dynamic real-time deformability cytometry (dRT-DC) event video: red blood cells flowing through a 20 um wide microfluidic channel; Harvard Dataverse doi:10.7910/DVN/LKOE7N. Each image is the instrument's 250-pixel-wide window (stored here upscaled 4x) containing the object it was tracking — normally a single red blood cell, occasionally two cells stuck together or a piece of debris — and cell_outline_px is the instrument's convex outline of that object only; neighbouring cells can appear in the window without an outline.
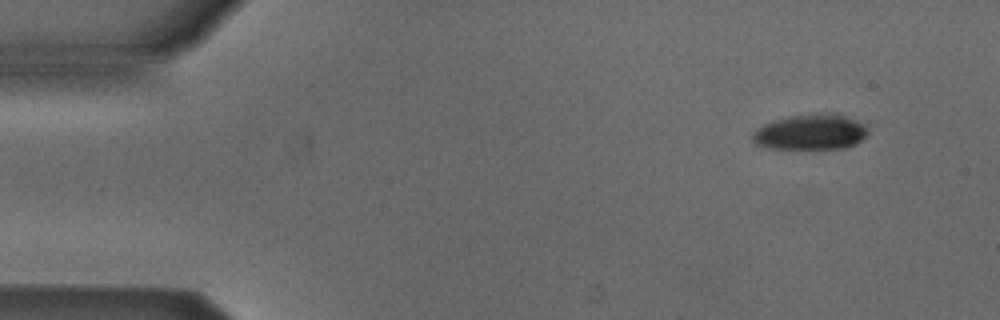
{"species": "Egyptian fruit bat (a non-hibernating species)", "species_latin": "Rousettus aegyptiacus", "temperature_condition": "cold", "stored_images_in_passage": 49, "camera_frame_rate_fps": 3000, "um_per_image_px": 0.085, "animal": {"sex": "male"}, "frame": {"image": 1, "passage_image": 1, "time_ms": 0.0, "image_size_px": [1000, 320], "cell_outline_px": [[868, 132], [856, 144], [844, 148], [768, 148], [756, 144], [752, 140], [752, 136], [756, 128], [772, 120], [792, 116], [820, 112], [836, 112], [856, 120], [864, 124], [868, 128]], "centroid_in_image_um": [68.91, 11.2], "position_along_channel_um": 16.1, "area_um2": 23.99}}
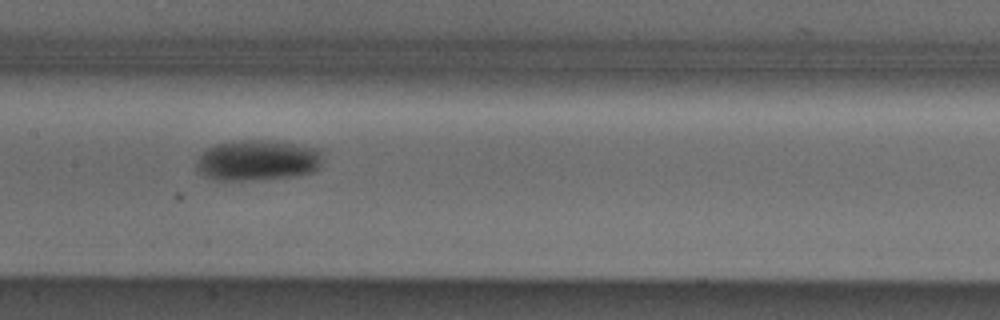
{"frame": {"image": 2, "passage_image": 22, "time_ms": 7.0, "image_size_px": [1000, 320], "cell_outline_px": [[324, 148], [320, 168], [312, 172], [296, 176], [244, 180], [216, 180], [204, 176], [196, 168], [196, 160], [208, 148], [216, 144], [240, 140], [264, 140]], "centroid_in_image_um": [21.94, 13.62], "position_along_channel_um": 185.5, "area_um2": 30.06}}
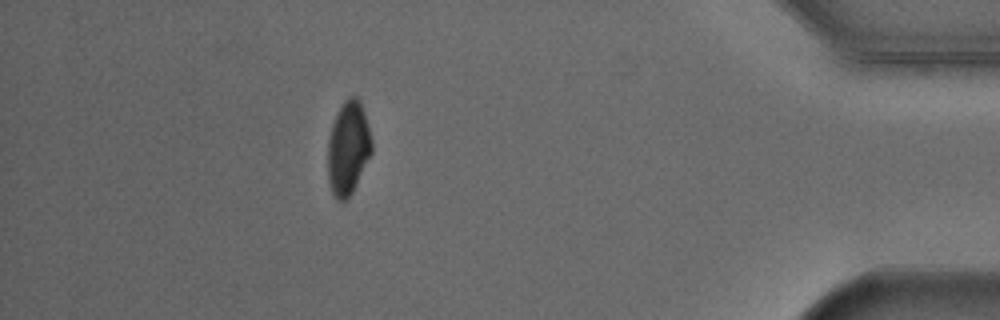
{"frame": {"image": 3, "passage_image": 43, "time_ms": 14.0, "image_size_px": [1000, 320], "cell_outline_px": [[372, 152], [352, 192], [344, 204], [336, 200], [328, 184], [328, 140], [332, 124], [344, 100], [348, 96], [356, 96], [360, 100], [364, 112], [372, 140]], "centroid_in_image_um": [29.58, 12.62], "position_along_channel_um": 405.6, "area_um2": 23.99}, "authors_computed_cell_mechanics": {"area_um2": 26.8192, "velocity_mm_per_s": 3.8889, "shape_relaxation_time_tau1_ms": 4.3156, "shape_relaxation_time_tau2_ms": null, "deformation_change_tau1": 0.1314, "deformation_change_tau2": null}}